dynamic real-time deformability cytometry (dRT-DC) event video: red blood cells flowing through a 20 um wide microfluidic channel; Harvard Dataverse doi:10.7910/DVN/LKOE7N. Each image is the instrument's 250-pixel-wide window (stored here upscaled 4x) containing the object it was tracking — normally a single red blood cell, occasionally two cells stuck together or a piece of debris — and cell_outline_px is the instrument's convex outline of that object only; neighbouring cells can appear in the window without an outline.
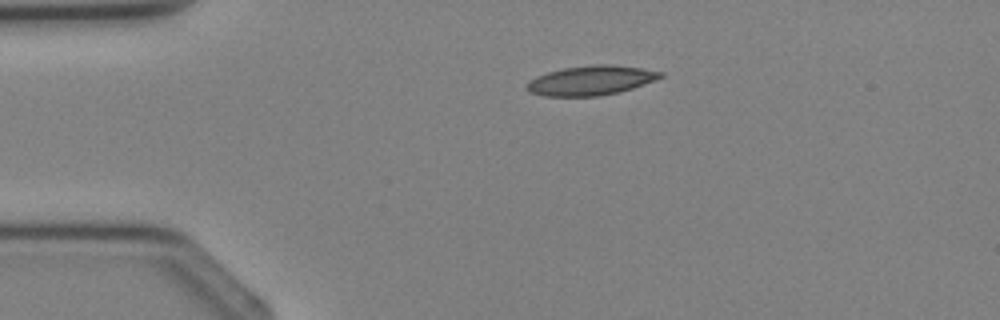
{"species": "Egyptian fruit bat (a non-hibernating species)", "species_latin": "Rousettus aegyptiacus", "temperature_condition": "cold", "stored_images_in_passage": 2, "camera_frame_rate_fps": 3000, "um_per_image_px": 0.085, "animal": {"sex": "female"}, "frame": {"image": 1, "passage_image": 1, "time_ms": 0.0, "image_size_px": [1000, 320], "cell_outline_px": [[664, 76], [656, 80], [620, 92], [596, 96], [544, 96], [528, 92], [524, 88], [524, 84], [528, 80], [536, 76], [548, 72], [564, 68], [592, 64], [612, 64], [640, 68], [664, 72]], "centroid_in_image_um": [50.19, 6.83], "position_along_channel_um": 34.8, "area_um2": 23.24}}
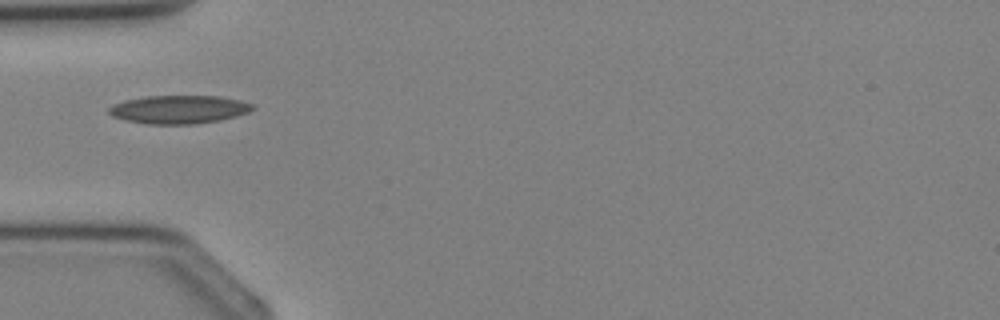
{"frame": {"image": 2, "passage_image": 2, "time_ms": 1.333, "image_size_px": [1000, 320], "cell_outline_px": [[256, 108], [248, 112], [236, 116], [220, 120], [196, 124], [148, 124], [124, 120], [112, 116], [108, 112], [108, 108], [112, 104], [124, 100], [144, 96], [220, 96], [240, 100], [252, 104]], "centroid_in_image_um": [15.18, 9.3], "position_along_channel_um": 69.8, "area_um2": 23.87}}